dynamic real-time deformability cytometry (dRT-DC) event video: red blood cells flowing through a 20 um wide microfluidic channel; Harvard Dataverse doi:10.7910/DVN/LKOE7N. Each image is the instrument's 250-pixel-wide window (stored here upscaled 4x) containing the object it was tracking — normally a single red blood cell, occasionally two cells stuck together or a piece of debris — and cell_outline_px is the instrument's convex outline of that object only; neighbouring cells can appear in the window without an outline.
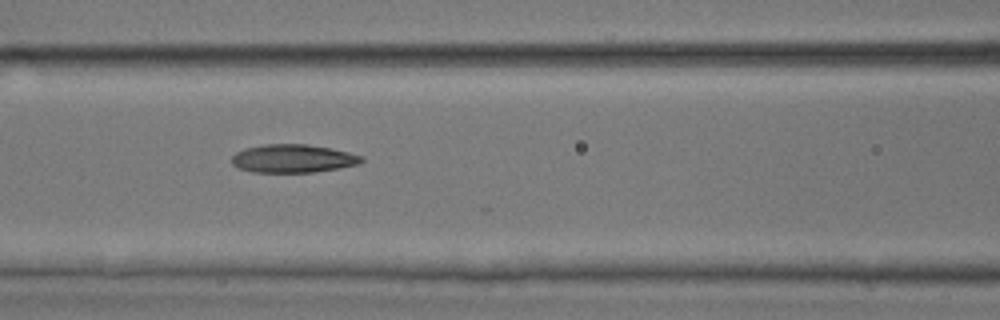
{"species": "common noctule bat (a hibernating species)", "species_latin": "Nyctalus noctula", "temperature_condition": "room temperature", "stored_images_in_passage": 23, "camera_frame_rate_fps": 3000, "um_per_image_px": 0.085, "animal": {"sex": "male", "body_mass_g": 17.9, "forearm_length_mm": 54.2}, "frame": {"image": 1, "passage_image": 6, "time_ms": 1.667, "image_size_px": [1000, 320], "cell_outline_px": [[364, 160], [356, 164], [336, 168], [312, 172], [252, 172], [236, 168], [232, 164], [232, 156], [236, 152], [244, 148], [264, 144], [308, 144], [348, 152], [364, 156]], "centroid_in_image_um": [24.84, 13.47], "position_along_channel_um": 141.8, "area_um2": 21.27}}
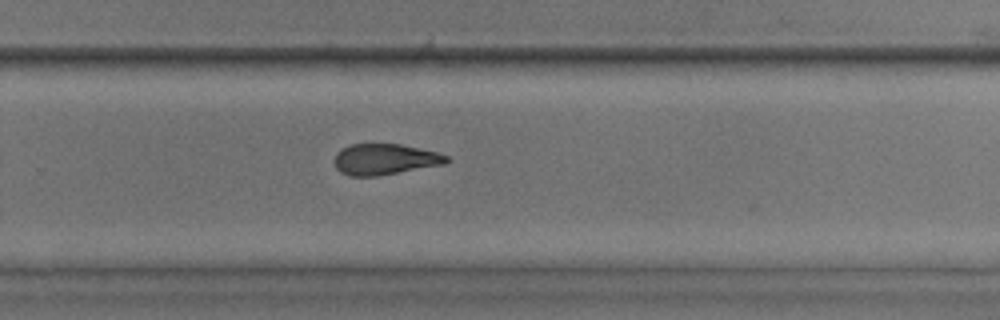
{"frame": {"image": 2, "passage_image": 16, "time_ms": 5.0, "image_size_px": [1000, 320], "cell_outline_px": [[448, 160], [444, 164], [376, 176], [348, 176], [340, 172], [336, 168], [332, 160], [336, 152], [340, 148], [348, 144], [400, 144], [436, 152], [448, 156]], "centroid_in_image_um": [32.61, 13.53], "position_along_channel_um": 297.2, "area_um2": 20.29}}
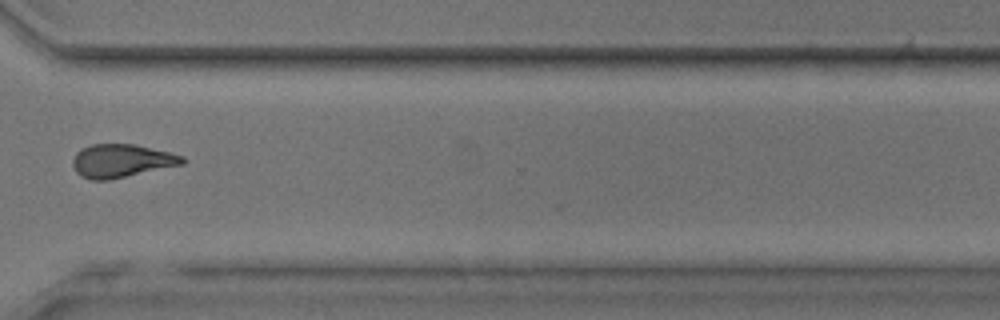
{"frame": {"image": 3, "passage_image": 20, "time_ms": 6.333, "image_size_px": [1000, 320], "cell_outline_px": [[184, 164], [108, 180], [92, 180], [80, 176], [76, 172], [72, 164], [72, 160], [76, 152], [92, 144], [136, 144], [184, 156]], "centroid_in_image_um": [10.31, 13.67], "position_along_channel_um": 360.3, "area_um2": 21.15}}